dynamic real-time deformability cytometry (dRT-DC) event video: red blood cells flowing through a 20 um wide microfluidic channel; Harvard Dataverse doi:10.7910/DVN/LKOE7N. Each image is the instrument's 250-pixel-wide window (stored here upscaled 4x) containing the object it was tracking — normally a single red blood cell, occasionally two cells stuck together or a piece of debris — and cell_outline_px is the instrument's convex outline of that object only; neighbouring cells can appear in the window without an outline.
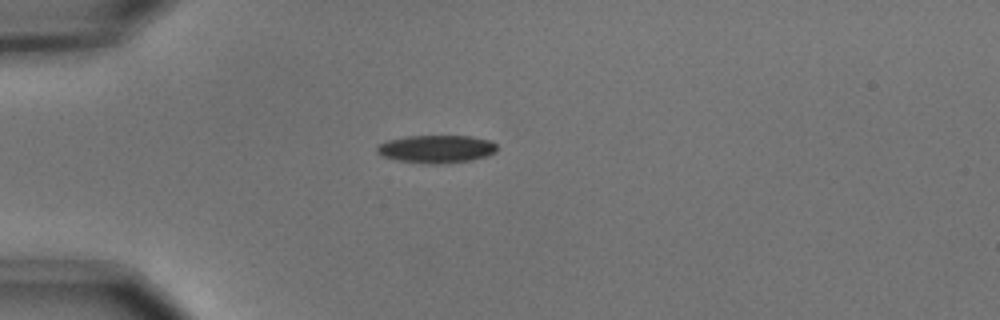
{"species": "common noctule bat (a hibernating species)", "species_latin": "Nyctalus noctula", "temperature_condition": "cold", "stored_images_in_passage": 41, "camera_frame_rate_fps": 3000, "um_per_image_px": 0.085, "animal": {"sex": "male", "body_mass_g": 15.6}, "frame": {"image": 1, "passage_image": 1, "time_ms": 0.0, "image_size_px": [1000, 320], "cell_outline_px": [[496, 152], [488, 156], [468, 160], [436, 164], [428, 164], [396, 160], [380, 156], [376, 152], [376, 144], [388, 140], [404, 136], [472, 136], [488, 140], [496, 144]], "centroid_in_image_um": [37.03, 12.66], "position_along_channel_um": 48.0, "area_um2": 19.59}}
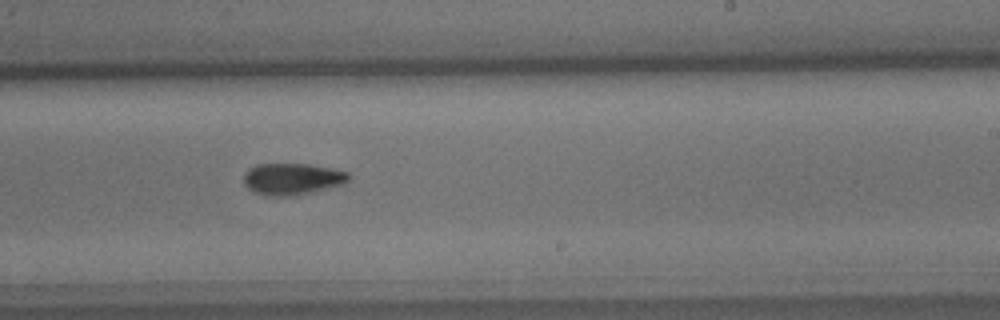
{"frame": {"image": 2, "passage_image": 20, "time_ms": 6.333, "image_size_px": [1000, 320], "cell_outline_px": [[348, 180], [344, 184], [308, 192], [288, 196], [268, 196], [256, 192], [248, 188], [244, 184], [244, 172], [248, 168], [256, 164], [308, 164], [348, 172]], "centroid_in_image_um": [24.78, 15.2], "position_along_channel_um": 264.2, "area_um2": 19.02}}
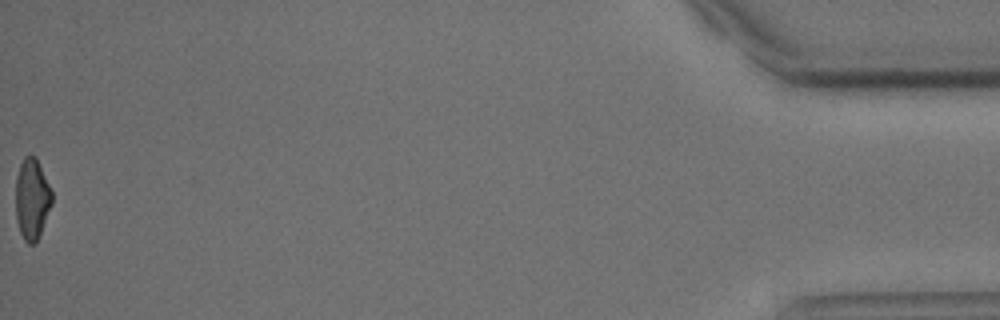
{"frame": {"image": 3, "passage_image": 41, "time_ms": 13.333, "image_size_px": [1000, 320], "cell_outline_px": [[52, 204], [40, 232], [36, 240], [32, 244], [28, 244], [24, 240], [20, 232], [16, 220], [16, 176], [20, 164], [24, 156], [36, 156], [52, 192]], "centroid_in_image_um": [2.7, 16.89], "position_along_channel_um": 432.5, "area_um2": 16.94}, "authors_computed_cell_mechanics": {"area_um2": 18.6694, "velocity_mm_per_s": 3.7086, "shape_relaxation_time_tau1_ms": 2.907, "shape_relaxation_time_tau2_ms": null, "deformation_change_tau1": 0.1302, "deformation_change_tau2": null}}